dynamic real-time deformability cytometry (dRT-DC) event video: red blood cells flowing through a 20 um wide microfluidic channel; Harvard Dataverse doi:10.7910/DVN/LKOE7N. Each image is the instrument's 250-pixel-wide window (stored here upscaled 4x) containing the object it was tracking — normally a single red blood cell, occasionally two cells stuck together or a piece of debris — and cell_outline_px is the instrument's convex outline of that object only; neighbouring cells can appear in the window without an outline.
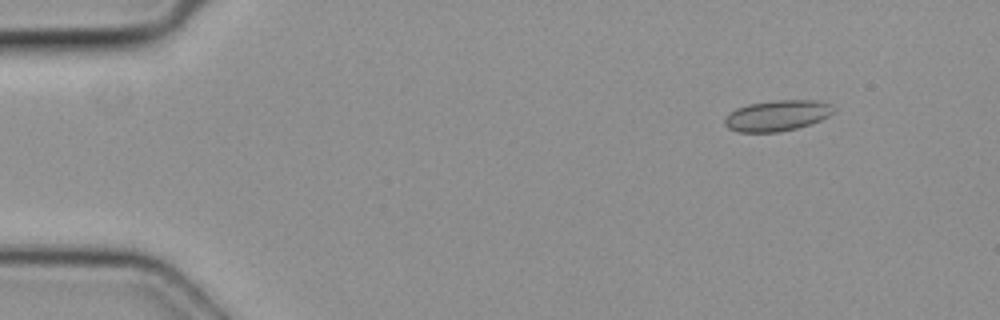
{"species": "common noctule bat (a hibernating species)", "species_latin": "Nyctalus noctula", "temperature_condition": "cold", "stored_images_in_passage": 5, "camera_frame_rate_fps": 3000, "um_per_image_px": 0.085, "animal": {"sex": "female", "body_mass_g": 19.3, "forearm_length_mm": 54.1}, "frame": {"image": 1, "passage_image": 1, "time_ms": 0.0, "image_size_px": [1000, 320], "cell_outline_px": [[832, 112], [828, 116], [820, 120], [796, 128], [780, 132], [736, 132], [728, 128], [724, 124], [724, 120], [736, 108], [748, 104], [780, 100], [816, 100], [828, 104]], "centroid_in_image_um": [66.0, 9.84], "position_along_channel_um": 19.0, "area_um2": 19.13}}
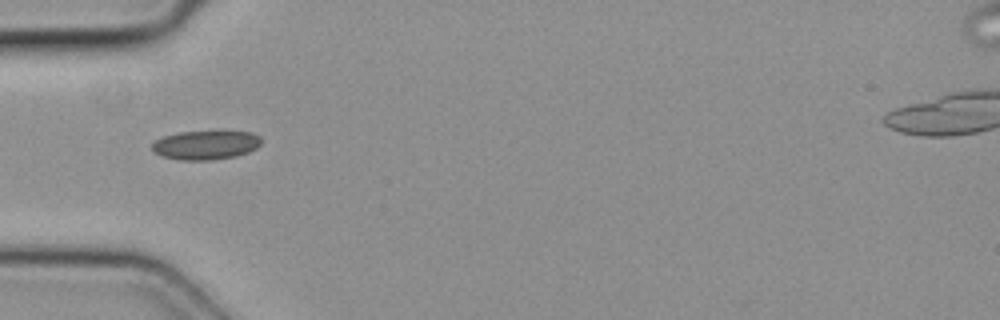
{"frame": {"image": 2, "passage_image": 4, "time_ms": 1.0, "image_size_px": [1000, 320], "cell_outline_px": [[260, 144], [256, 148], [248, 152], [236, 156], [212, 160], [180, 160], [164, 156], [156, 152], [152, 148], [152, 144], [156, 140], [164, 136], [180, 132], [220, 128], [252, 132], [260, 136]], "centroid_in_image_um": [17.56, 12.27], "position_along_channel_um": 67.4, "area_um2": 19.19}}
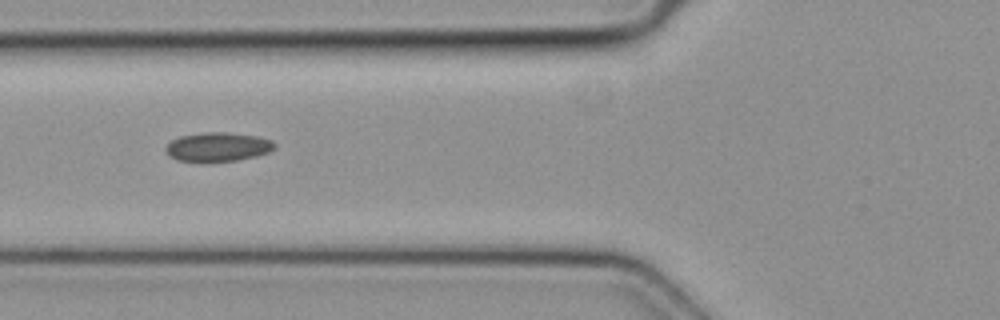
{"frame": {"image": 3, "passage_image": 5, "time_ms": 1.333, "image_size_px": [1000, 320], "cell_outline_px": [[276, 148], [268, 152], [256, 156], [236, 160], [212, 164], [204, 164], [176, 160], [168, 156], [164, 148], [172, 140], [180, 136], [204, 132], [228, 132], [256, 136], [272, 140], [276, 144]], "centroid_in_image_um": [18.48, 12.52], "position_along_channel_um": 107.3, "area_um2": 19.13}}